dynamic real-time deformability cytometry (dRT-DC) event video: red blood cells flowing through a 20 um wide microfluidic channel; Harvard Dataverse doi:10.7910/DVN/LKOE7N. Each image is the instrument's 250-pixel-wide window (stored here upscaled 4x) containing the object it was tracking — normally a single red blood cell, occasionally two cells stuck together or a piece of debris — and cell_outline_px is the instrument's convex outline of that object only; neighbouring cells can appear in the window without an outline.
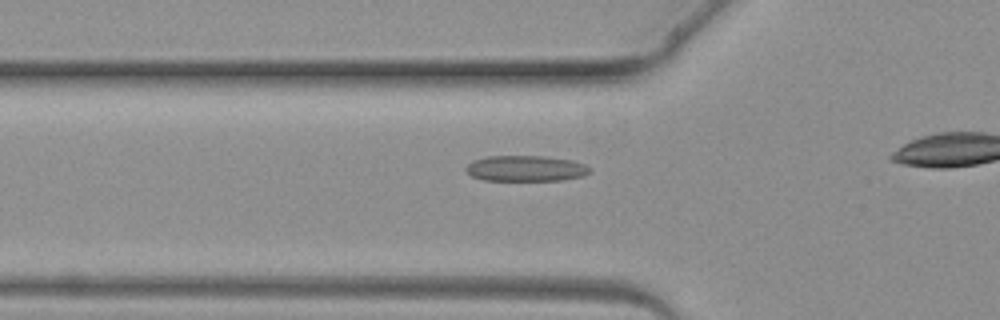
{"species": "common noctule bat (a hibernating species)", "species_latin": "Nyctalus noctula", "temperature_condition": "warm", "stored_images_in_passage": 6, "camera_frame_rate_fps": 3000, "um_per_image_px": 0.085, "animal": {"sex": "female", "body_mass_g": 19.3, "forearm_length_mm": 54.1}, "frame": {"image": 1, "passage_image": 6, "time_ms": 6.667, "image_size_px": [1000, 320], "cell_outline_px": [[592, 172], [584, 176], [564, 180], [484, 180], [472, 176], [464, 168], [472, 160], [488, 156], [544, 156], [572, 160], [584, 164], [592, 168]], "centroid_in_image_um": [44.73, 14.31], "position_along_channel_um": 81.1, "area_um2": 18.73}}